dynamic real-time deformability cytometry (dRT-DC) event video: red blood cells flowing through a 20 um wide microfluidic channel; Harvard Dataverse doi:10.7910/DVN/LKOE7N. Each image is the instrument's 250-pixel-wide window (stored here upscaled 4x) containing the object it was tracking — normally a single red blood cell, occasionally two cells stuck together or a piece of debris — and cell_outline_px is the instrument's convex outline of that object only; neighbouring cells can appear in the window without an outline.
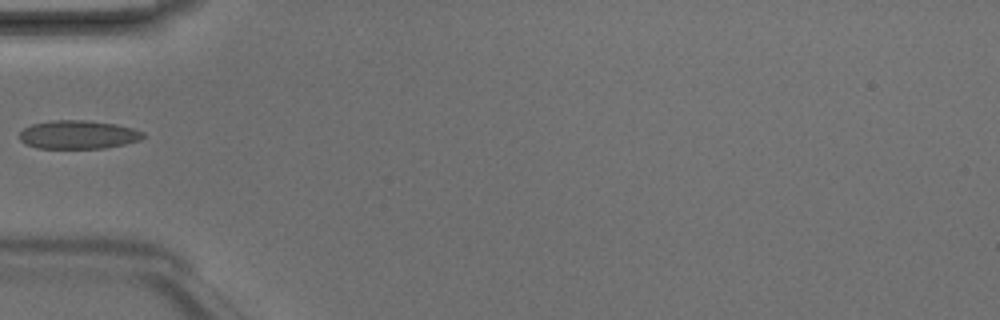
{"species": "Egyptian fruit bat (a non-hibernating species)", "species_latin": "Rousettus aegyptiacus", "temperature_condition": "room temperature", "stored_images_in_passage": 5, "camera_frame_rate_fps": 3000, "um_per_image_px": 0.085, "animal": {"sex": "male"}, "frame": {"image": 1, "passage_image": 5, "time_ms": 1.333, "image_size_px": [1000, 320], "cell_outline_px": [[144, 136], [140, 140], [124, 144], [104, 148], [36, 148], [24, 144], [20, 140], [20, 132], [24, 128], [32, 124], [52, 120], [84, 120], [116, 124], [132, 128], [144, 132]], "centroid_in_image_um": [6.62, 11.45], "position_along_channel_um": 78.4, "area_um2": 20.52}}